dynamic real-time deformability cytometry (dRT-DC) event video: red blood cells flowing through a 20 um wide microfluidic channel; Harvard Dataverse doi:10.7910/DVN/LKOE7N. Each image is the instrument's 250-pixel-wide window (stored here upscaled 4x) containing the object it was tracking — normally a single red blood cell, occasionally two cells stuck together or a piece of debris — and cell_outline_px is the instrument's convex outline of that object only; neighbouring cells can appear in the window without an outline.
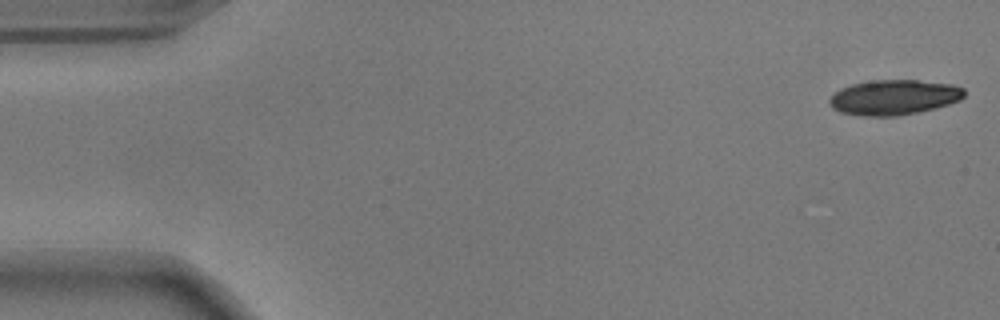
{"species": "common noctule bat (a hibernating species)", "species_latin": "Nyctalus noctula", "temperature_condition": "warm", "stored_images_in_passage": 15, "camera_frame_rate_fps": 3000, "um_per_image_px": 0.085, "animal": {"sex": "male", "body_mass_g": 17.9}, "frame": {"image": 1, "passage_image": 1, "time_ms": 0.0, "image_size_px": [1000, 320], "cell_outline_px": [[964, 96], [960, 100], [936, 108], [896, 116], [864, 116], [840, 112], [832, 108], [828, 100], [840, 88], [852, 84], [872, 80], [916, 80], [952, 84], [964, 88]], "centroid_in_image_um": [75.98, 8.27], "position_along_channel_um": 9.0, "area_um2": 27.51}}
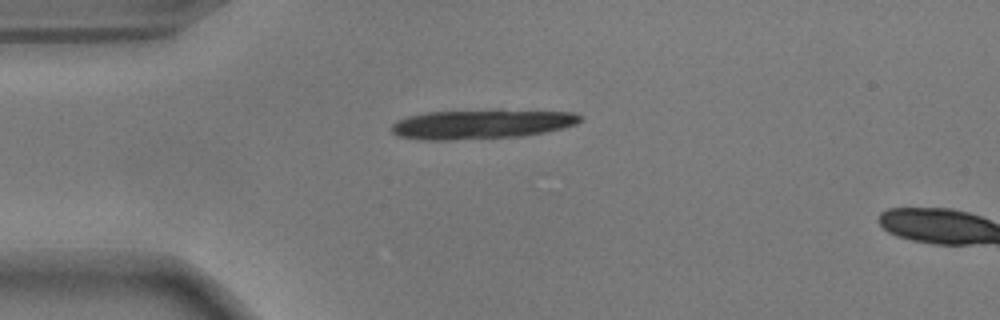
{"frame": {"image": 2, "passage_image": 13, "time_ms": 4.0, "image_size_px": [1000, 320], "cell_outline_px": [[580, 120], [576, 124], [564, 128], [524, 136], [452, 140], [420, 140], [396, 136], [388, 128], [396, 120], [408, 116], [428, 112], [572, 112], [580, 116]], "centroid_in_image_um": [40.79, 10.6], "position_along_channel_um": 44.2, "area_um2": 31.33}}